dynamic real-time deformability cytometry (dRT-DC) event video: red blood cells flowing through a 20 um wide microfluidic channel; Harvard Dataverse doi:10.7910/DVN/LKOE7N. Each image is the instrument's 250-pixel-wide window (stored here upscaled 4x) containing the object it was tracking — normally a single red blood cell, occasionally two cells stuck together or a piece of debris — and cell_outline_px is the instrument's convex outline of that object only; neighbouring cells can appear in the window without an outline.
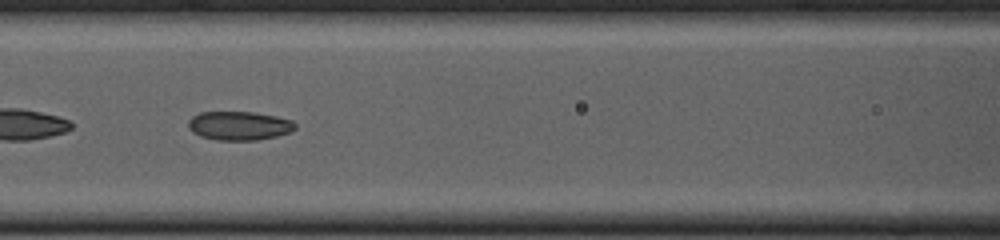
{"species": "common noctule bat (a hibernating species)", "species_latin": "Nyctalus noctula", "temperature_condition": "cold", "stored_images_in_passage": 53, "camera_frame_rate_fps": 3000, "um_per_image_px": 0.085, "animal": {"sex": "female", "body_mass_g": 23.0, "forearm_length_mm": 53.4}, "frame": {"image": 1, "passage_image": 23, "time_ms": 7.333, "image_size_px": [1000, 240], "cell_outline_px": [[296, 128], [288, 132], [276, 136], [256, 140], [216, 140], [200, 136], [192, 132], [188, 128], [188, 120], [192, 116], [200, 112], [256, 112], [276, 116], [292, 120], [296, 124]], "centroid_in_image_um": [20.3, 10.68], "position_along_channel_um": 146.3, "area_um2": 18.03}}
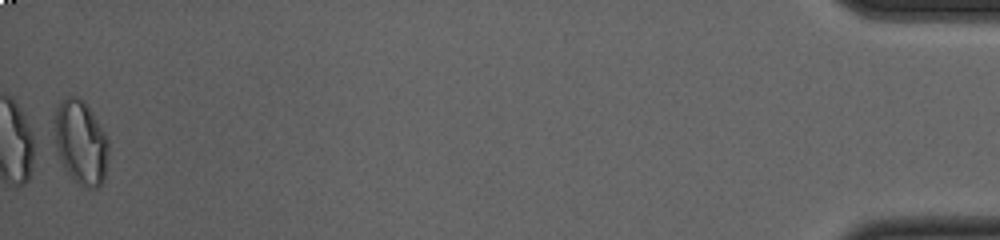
{"frame": {"image": 2, "passage_image": 53, "time_ms": 17.333, "image_size_px": [1000, 240], "cell_outline_px": [[108, 156], [104, 180], [100, 188], [88, 188], [72, 180], [64, 168], [56, 152], [56, 108], [60, 100], [68, 96], [80, 96], [84, 100], [108, 136]], "centroid_in_image_um": [6.89, 12.11], "position_along_channel_um": 428.3, "area_um2": 26.76}, "authors_computed_cell_mechanics": {"area_um2": 19.2474, "velocity_mm_per_s": 3.7835, "shape_relaxation_time_tau1_ms": null, "shape_relaxation_time_tau2_ms": 2.2941, "deformation_change_tau1": null, "deformation_change_tau2": 0.065}}